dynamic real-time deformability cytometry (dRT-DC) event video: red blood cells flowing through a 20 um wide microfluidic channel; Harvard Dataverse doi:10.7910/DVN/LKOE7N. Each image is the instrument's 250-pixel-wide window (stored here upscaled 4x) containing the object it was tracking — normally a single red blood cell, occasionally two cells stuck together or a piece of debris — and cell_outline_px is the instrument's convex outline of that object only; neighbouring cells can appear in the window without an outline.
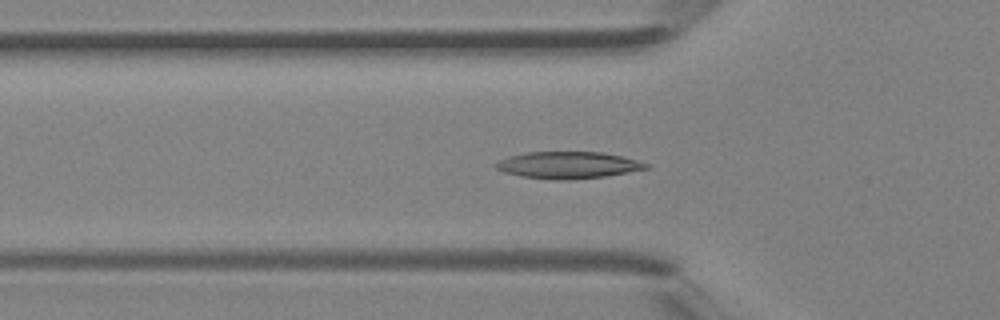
{"species": "Egyptian fruit bat (a non-hibernating species)", "species_latin": "Rousettus aegyptiacus", "temperature_condition": "room temperature", "stored_images_in_passage": 36, "camera_frame_rate_fps": 3000, "um_per_image_px": 0.085, "animal": {"sex": "female"}, "frame": {"image": 1, "passage_image": 9, "time_ms": 2.667, "image_size_px": [1000, 320], "cell_outline_px": [[648, 168], [628, 172], [604, 176], [564, 180], [560, 180], [520, 176], [504, 172], [496, 168], [492, 164], [508, 156], [528, 152], [600, 152], [624, 156], [648, 164]], "centroid_in_image_um": [48.25, 14.02], "position_along_channel_um": 77.6, "area_um2": 23.29}}
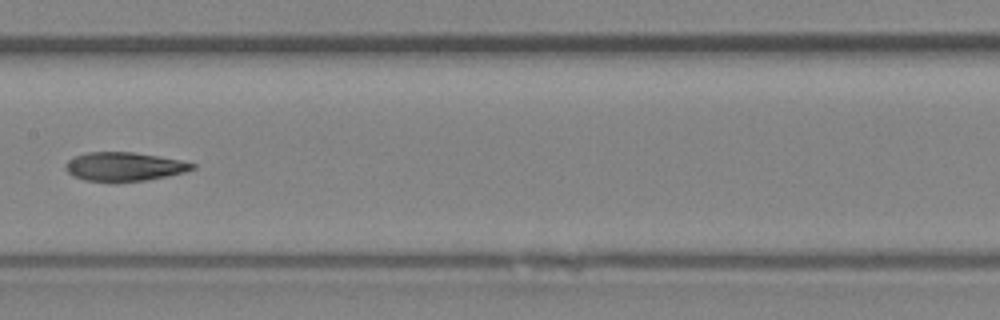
{"frame": {"image": 2, "passage_image": 16, "time_ms": 5.0, "image_size_px": [1000, 320], "cell_outline_px": [[196, 168], [184, 172], [168, 176], [148, 180], [116, 184], [84, 180], [72, 176], [64, 168], [64, 164], [68, 160], [76, 156], [88, 152], [132, 152], [180, 160], [196, 164]], "centroid_in_image_um": [10.52, 14.2], "position_along_channel_um": 196.9, "area_um2": 21.79}}
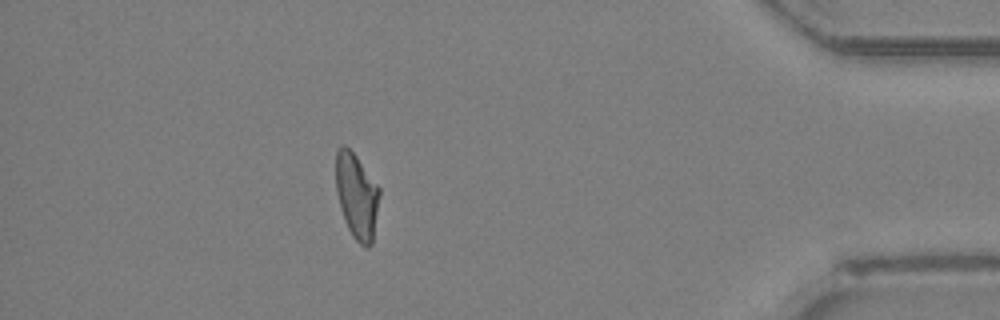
{"frame": {"image": 3, "passage_image": 31, "time_ms": 10.0, "image_size_px": [1000, 320], "cell_outline_px": [[380, 196], [372, 244], [368, 248], [364, 248], [352, 236], [348, 228], [340, 208], [336, 188], [336, 152], [344, 144], [356, 156], [380, 188]], "centroid_in_image_um": [30.33, 16.69], "position_along_channel_um": 404.9, "area_um2": 21.62}}